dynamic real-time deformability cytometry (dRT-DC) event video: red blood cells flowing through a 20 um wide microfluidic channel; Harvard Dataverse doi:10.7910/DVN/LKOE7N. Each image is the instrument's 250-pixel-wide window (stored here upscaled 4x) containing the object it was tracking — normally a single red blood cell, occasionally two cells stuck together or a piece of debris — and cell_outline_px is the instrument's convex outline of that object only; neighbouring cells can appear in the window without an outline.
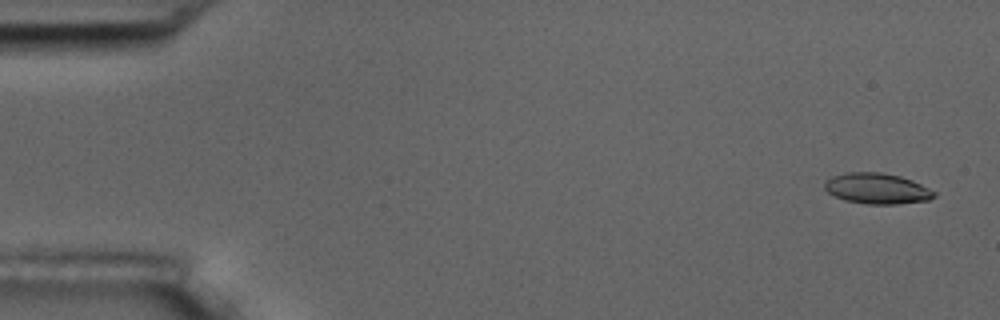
{"species": "common noctule bat (a hibernating species)", "species_latin": "Nyctalus noctula", "temperature_condition": "room temperature", "stored_images_in_passage": 57, "camera_frame_rate_fps": 3000, "um_per_image_px": 0.085, "animal": {"sex": "male", "body_mass_g": 17.5, "forearm_length_mm": 52.3}, "frame": {"image": 1, "passage_image": 3, "time_ms": 0.667, "image_size_px": [1000, 320], "cell_outline_px": [[936, 196], [928, 200], [896, 204], [868, 204], [844, 200], [828, 192], [824, 188], [824, 180], [832, 176], [848, 172], [880, 172], [900, 176], [912, 180], [936, 192]], "centroid_in_image_um": [74.53, 16.02], "position_along_channel_um": 10.5, "area_um2": 19.59}}
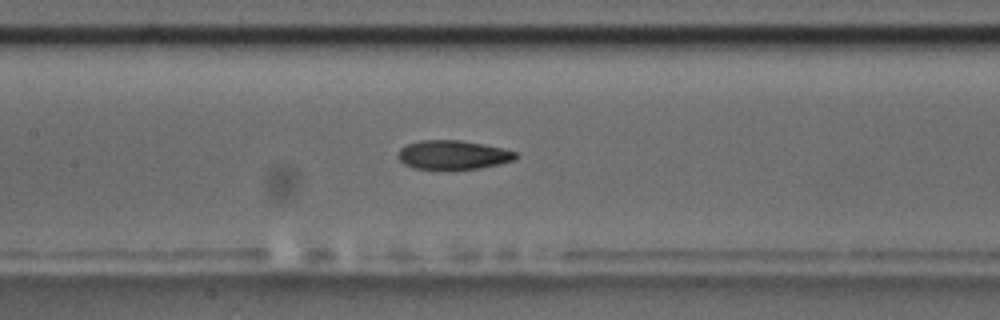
{"frame": {"image": 2, "passage_image": 27, "time_ms": 8.667, "image_size_px": [1000, 320], "cell_outline_px": [[516, 160], [500, 164], [480, 168], [412, 168], [404, 164], [396, 156], [400, 148], [408, 144], [420, 140], [460, 140], [484, 144], [504, 148], [516, 152]], "centroid_in_image_um": [38.51, 13.15], "position_along_channel_um": 168.9, "area_um2": 19.77}}
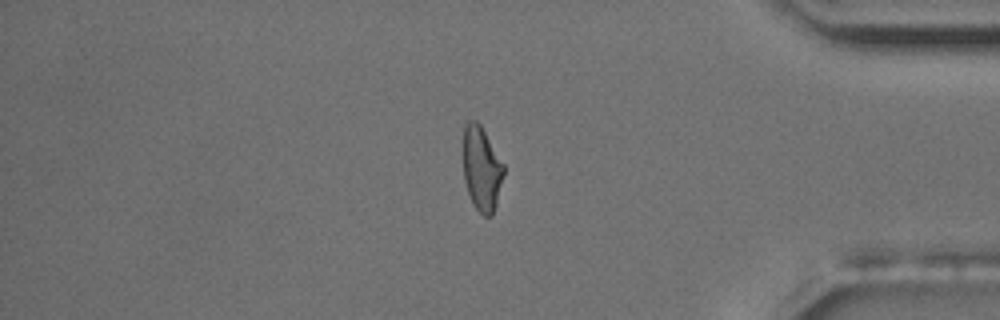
{"frame": {"image": 3, "passage_image": 48, "time_ms": 15.667, "image_size_px": [1000, 320], "cell_outline_px": [[504, 176], [496, 204], [492, 216], [484, 216], [472, 204], [464, 180], [464, 120], [476, 120], [480, 124], [504, 164]], "centroid_in_image_um": [40.94, 14.33], "position_along_channel_um": 394.3, "area_um2": 19.94}, "authors_computed_cell_mechanics": {"area_um2": 20.1722, "velocity_mm_per_s": 3.608, "shape_relaxation_time_tau1_ms": null, "shape_relaxation_time_tau2_ms": 4.5552, "deformation_change_tau1": null, "deformation_change_tau2": 0.1164}}